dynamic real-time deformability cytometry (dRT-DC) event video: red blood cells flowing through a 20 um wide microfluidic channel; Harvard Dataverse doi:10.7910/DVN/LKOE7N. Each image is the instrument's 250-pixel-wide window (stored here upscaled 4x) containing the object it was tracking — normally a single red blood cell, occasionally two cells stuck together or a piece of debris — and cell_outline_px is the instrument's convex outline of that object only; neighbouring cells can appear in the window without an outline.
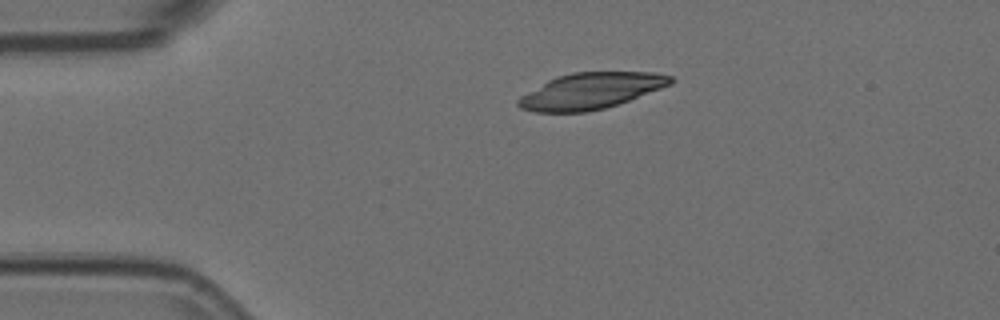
{"species": "Egyptian fruit bat (a non-hibernating species)", "species_latin": "Rousettus aegyptiacus", "temperature_condition": "room temperature", "stored_images_in_passage": 8, "camera_frame_rate_fps": 3000, "um_per_image_px": 0.085, "animal": {"sex": "female"}, "frame": {"image": 1, "passage_image": 1, "time_ms": 0.0, "image_size_px": [1000, 320], "cell_outline_px": [[676, 80], [672, 84], [628, 100], [604, 108], [588, 112], [532, 112], [520, 108], [516, 104], [516, 100], [520, 96], [548, 80], [556, 76], [572, 72], [652, 72], [672, 76]], "centroid_in_image_um": [50.19, 7.72], "position_along_channel_um": 34.8, "area_um2": 32.02}}